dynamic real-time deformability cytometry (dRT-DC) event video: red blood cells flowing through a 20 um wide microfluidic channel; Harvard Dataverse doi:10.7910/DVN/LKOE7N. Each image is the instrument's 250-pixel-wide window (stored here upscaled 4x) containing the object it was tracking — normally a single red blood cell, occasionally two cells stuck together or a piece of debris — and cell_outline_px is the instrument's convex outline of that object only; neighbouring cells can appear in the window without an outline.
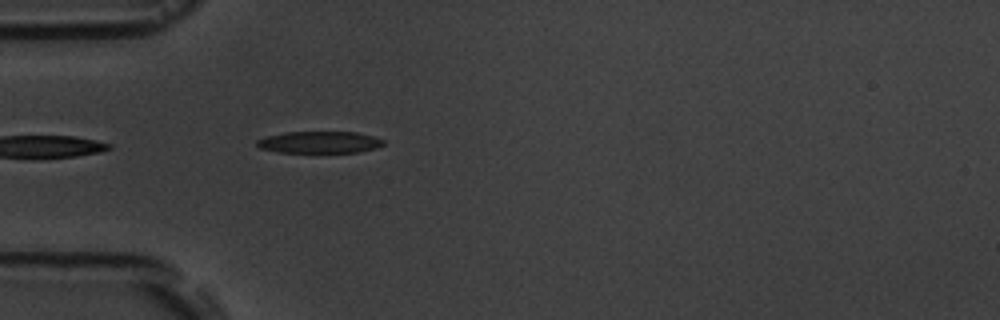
{"species": "common noctule bat (a hibernating species)", "species_latin": "Nyctalus noctula", "temperature_condition": "room temperature", "stored_images_in_passage": 5, "camera_frame_rate_fps": 3000, "um_per_image_px": 0.085, "animal": {"sex": "male", "body_mass_g": 19.5, "forearm_length_mm": 54.6}, "frame": {"image": 1, "passage_image": 5, "time_ms": 5.333, "image_size_px": [1000, 320], "cell_outline_px": [[384, 144], [376, 148], [360, 152], [280, 152], [260, 148], [256, 144], [256, 140], [268, 136], [284, 132], [356, 132], [372, 136], [384, 140]], "centroid_in_image_um": [27.17, 12.09], "position_along_channel_um": 57.8, "area_um2": 15.95}}